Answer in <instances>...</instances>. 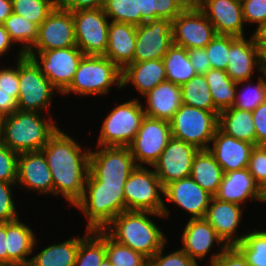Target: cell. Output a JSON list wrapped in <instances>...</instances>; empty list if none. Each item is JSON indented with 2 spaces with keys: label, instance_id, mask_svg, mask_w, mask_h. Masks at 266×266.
Masks as SVG:
<instances>
[{
  "label": "cell",
  "instance_id": "obj_1",
  "mask_svg": "<svg viewBox=\"0 0 266 266\" xmlns=\"http://www.w3.org/2000/svg\"><path fill=\"white\" fill-rule=\"evenodd\" d=\"M89 150L59 128L41 149L53 179V195L61 194L69 205L81 199L89 172Z\"/></svg>",
  "mask_w": 266,
  "mask_h": 266
},
{
  "label": "cell",
  "instance_id": "obj_2",
  "mask_svg": "<svg viewBox=\"0 0 266 266\" xmlns=\"http://www.w3.org/2000/svg\"><path fill=\"white\" fill-rule=\"evenodd\" d=\"M148 216L165 218L163 214L150 211H124L117 215L104 229L114 240L130 247L150 260L167 238Z\"/></svg>",
  "mask_w": 266,
  "mask_h": 266
},
{
  "label": "cell",
  "instance_id": "obj_3",
  "mask_svg": "<svg viewBox=\"0 0 266 266\" xmlns=\"http://www.w3.org/2000/svg\"><path fill=\"white\" fill-rule=\"evenodd\" d=\"M17 110L0 118V141L16 153L41 150L59 129L50 115Z\"/></svg>",
  "mask_w": 266,
  "mask_h": 266
},
{
  "label": "cell",
  "instance_id": "obj_4",
  "mask_svg": "<svg viewBox=\"0 0 266 266\" xmlns=\"http://www.w3.org/2000/svg\"><path fill=\"white\" fill-rule=\"evenodd\" d=\"M124 185L100 182L88 172L84 192L74 207L86 216V230H104L113 219L125 211Z\"/></svg>",
  "mask_w": 266,
  "mask_h": 266
},
{
  "label": "cell",
  "instance_id": "obj_5",
  "mask_svg": "<svg viewBox=\"0 0 266 266\" xmlns=\"http://www.w3.org/2000/svg\"><path fill=\"white\" fill-rule=\"evenodd\" d=\"M122 70L106 56L84 55L70 85L61 93L81 96L106 95L113 84L121 85Z\"/></svg>",
  "mask_w": 266,
  "mask_h": 266
},
{
  "label": "cell",
  "instance_id": "obj_6",
  "mask_svg": "<svg viewBox=\"0 0 266 266\" xmlns=\"http://www.w3.org/2000/svg\"><path fill=\"white\" fill-rule=\"evenodd\" d=\"M123 190L125 211H150L163 214L165 218L170 216L161 197L164 187L154 169L137 166L129 175Z\"/></svg>",
  "mask_w": 266,
  "mask_h": 266
},
{
  "label": "cell",
  "instance_id": "obj_7",
  "mask_svg": "<svg viewBox=\"0 0 266 266\" xmlns=\"http://www.w3.org/2000/svg\"><path fill=\"white\" fill-rule=\"evenodd\" d=\"M219 113L182 104L169 121L171 136L208 150L218 129Z\"/></svg>",
  "mask_w": 266,
  "mask_h": 266
},
{
  "label": "cell",
  "instance_id": "obj_8",
  "mask_svg": "<svg viewBox=\"0 0 266 266\" xmlns=\"http://www.w3.org/2000/svg\"><path fill=\"white\" fill-rule=\"evenodd\" d=\"M145 116L139 99L134 98L117 105L103 121L97 146L128 147Z\"/></svg>",
  "mask_w": 266,
  "mask_h": 266
},
{
  "label": "cell",
  "instance_id": "obj_9",
  "mask_svg": "<svg viewBox=\"0 0 266 266\" xmlns=\"http://www.w3.org/2000/svg\"><path fill=\"white\" fill-rule=\"evenodd\" d=\"M58 91L26 55L19 59L18 110L43 113Z\"/></svg>",
  "mask_w": 266,
  "mask_h": 266
},
{
  "label": "cell",
  "instance_id": "obj_10",
  "mask_svg": "<svg viewBox=\"0 0 266 266\" xmlns=\"http://www.w3.org/2000/svg\"><path fill=\"white\" fill-rule=\"evenodd\" d=\"M26 56L35 63L40 72L61 94L72 82L84 53L78 46H72L39 53H27Z\"/></svg>",
  "mask_w": 266,
  "mask_h": 266
},
{
  "label": "cell",
  "instance_id": "obj_11",
  "mask_svg": "<svg viewBox=\"0 0 266 266\" xmlns=\"http://www.w3.org/2000/svg\"><path fill=\"white\" fill-rule=\"evenodd\" d=\"M90 151L89 171L105 184L125 185L137 167L129 147L98 146Z\"/></svg>",
  "mask_w": 266,
  "mask_h": 266
},
{
  "label": "cell",
  "instance_id": "obj_12",
  "mask_svg": "<svg viewBox=\"0 0 266 266\" xmlns=\"http://www.w3.org/2000/svg\"><path fill=\"white\" fill-rule=\"evenodd\" d=\"M76 45L84 55L103 56L108 45V16L102 7L72 11Z\"/></svg>",
  "mask_w": 266,
  "mask_h": 266
},
{
  "label": "cell",
  "instance_id": "obj_13",
  "mask_svg": "<svg viewBox=\"0 0 266 266\" xmlns=\"http://www.w3.org/2000/svg\"><path fill=\"white\" fill-rule=\"evenodd\" d=\"M171 137L168 121L145 116L137 135L128 146L136 165L144 166L145 164L152 167Z\"/></svg>",
  "mask_w": 266,
  "mask_h": 266
},
{
  "label": "cell",
  "instance_id": "obj_14",
  "mask_svg": "<svg viewBox=\"0 0 266 266\" xmlns=\"http://www.w3.org/2000/svg\"><path fill=\"white\" fill-rule=\"evenodd\" d=\"M215 36L212 23L198 7H186L172 21L173 44L187 50L205 48Z\"/></svg>",
  "mask_w": 266,
  "mask_h": 266
},
{
  "label": "cell",
  "instance_id": "obj_15",
  "mask_svg": "<svg viewBox=\"0 0 266 266\" xmlns=\"http://www.w3.org/2000/svg\"><path fill=\"white\" fill-rule=\"evenodd\" d=\"M72 46H77L72 11L58 4L39 26L37 42L28 53Z\"/></svg>",
  "mask_w": 266,
  "mask_h": 266
},
{
  "label": "cell",
  "instance_id": "obj_16",
  "mask_svg": "<svg viewBox=\"0 0 266 266\" xmlns=\"http://www.w3.org/2000/svg\"><path fill=\"white\" fill-rule=\"evenodd\" d=\"M173 45L172 21L156 19L137 26L133 62L162 59Z\"/></svg>",
  "mask_w": 266,
  "mask_h": 266
},
{
  "label": "cell",
  "instance_id": "obj_17",
  "mask_svg": "<svg viewBox=\"0 0 266 266\" xmlns=\"http://www.w3.org/2000/svg\"><path fill=\"white\" fill-rule=\"evenodd\" d=\"M199 149L182 140L171 137L157 162L152 166L163 187L188 177Z\"/></svg>",
  "mask_w": 266,
  "mask_h": 266
},
{
  "label": "cell",
  "instance_id": "obj_18",
  "mask_svg": "<svg viewBox=\"0 0 266 266\" xmlns=\"http://www.w3.org/2000/svg\"><path fill=\"white\" fill-rule=\"evenodd\" d=\"M258 73L264 71L262 66V51L255 43L253 36H230L229 59L226 72L230 78L237 82L250 80L254 69Z\"/></svg>",
  "mask_w": 266,
  "mask_h": 266
},
{
  "label": "cell",
  "instance_id": "obj_19",
  "mask_svg": "<svg viewBox=\"0 0 266 266\" xmlns=\"http://www.w3.org/2000/svg\"><path fill=\"white\" fill-rule=\"evenodd\" d=\"M198 8L212 23L216 34L246 36L241 0H203Z\"/></svg>",
  "mask_w": 266,
  "mask_h": 266
},
{
  "label": "cell",
  "instance_id": "obj_20",
  "mask_svg": "<svg viewBox=\"0 0 266 266\" xmlns=\"http://www.w3.org/2000/svg\"><path fill=\"white\" fill-rule=\"evenodd\" d=\"M164 197L191 214L189 219H198L205 218L213 196L188 176L167 184Z\"/></svg>",
  "mask_w": 266,
  "mask_h": 266
},
{
  "label": "cell",
  "instance_id": "obj_21",
  "mask_svg": "<svg viewBox=\"0 0 266 266\" xmlns=\"http://www.w3.org/2000/svg\"><path fill=\"white\" fill-rule=\"evenodd\" d=\"M19 183V184H18ZM19 187L28 188L39 194H53V179L47 165L46 158L41 150L23 152L18 154V177Z\"/></svg>",
  "mask_w": 266,
  "mask_h": 266
},
{
  "label": "cell",
  "instance_id": "obj_22",
  "mask_svg": "<svg viewBox=\"0 0 266 266\" xmlns=\"http://www.w3.org/2000/svg\"><path fill=\"white\" fill-rule=\"evenodd\" d=\"M213 197L220 201L239 205L245 204L249 199L266 203L263 190L255 182L248 168L224 173L220 186Z\"/></svg>",
  "mask_w": 266,
  "mask_h": 266
},
{
  "label": "cell",
  "instance_id": "obj_23",
  "mask_svg": "<svg viewBox=\"0 0 266 266\" xmlns=\"http://www.w3.org/2000/svg\"><path fill=\"white\" fill-rule=\"evenodd\" d=\"M211 143L212 147H209L208 150L221 166L224 173L248 168L254 144L229 136L219 128Z\"/></svg>",
  "mask_w": 266,
  "mask_h": 266
},
{
  "label": "cell",
  "instance_id": "obj_24",
  "mask_svg": "<svg viewBox=\"0 0 266 266\" xmlns=\"http://www.w3.org/2000/svg\"><path fill=\"white\" fill-rule=\"evenodd\" d=\"M181 239L183 244L181 250L196 263L197 259L201 260L207 256L215 242L219 245L220 252L227 247L205 218L189 219Z\"/></svg>",
  "mask_w": 266,
  "mask_h": 266
},
{
  "label": "cell",
  "instance_id": "obj_25",
  "mask_svg": "<svg viewBox=\"0 0 266 266\" xmlns=\"http://www.w3.org/2000/svg\"><path fill=\"white\" fill-rule=\"evenodd\" d=\"M242 215L241 205L212 197L205 219L227 246H235L244 237L236 236Z\"/></svg>",
  "mask_w": 266,
  "mask_h": 266
},
{
  "label": "cell",
  "instance_id": "obj_26",
  "mask_svg": "<svg viewBox=\"0 0 266 266\" xmlns=\"http://www.w3.org/2000/svg\"><path fill=\"white\" fill-rule=\"evenodd\" d=\"M137 26L110 21L108 45L103 56L109 58L121 70L133 63Z\"/></svg>",
  "mask_w": 266,
  "mask_h": 266
},
{
  "label": "cell",
  "instance_id": "obj_27",
  "mask_svg": "<svg viewBox=\"0 0 266 266\" xmlns=\"http://www.w3.org/2000/svg\"><path fill=\"white\" fill-rule=\"evenodd\" d=\"M146 117L170 121L182 105L181 86L164 81L144 95Z\"/></svg>",
  "mask_w": 266,
  "mask_h": 266
},
{
  "label": "cell",
  "instance_id": "obj_28",
  "mask_svg": "<svg viewBox=\"0 0 266 266\" xmlns=\"http://www.w3.org/2000/svg\"><path fill=\"white\" fill-rule=\"evenodd\" d=\"M164 81L166 71L162 59L133 62L122 69L121 89L131 83L144 96Z\"/></svg>",
  "mask_w": 266,
  "mask_h": 266
},
{
  "label": "cell",
  "instance_id": "obj_29",
  "mask_svg": "<svg viewBox=\"0 0 266 266\" xmlns=\"http://www.w3.org/2000/svg\"><path fill=\"white\" fill-rule=\"evenodd\" d=\"M6 238H7V253L8 266H28L34 246L37 245L36 235L33 230L17 220L6 222Z\"/></svg>",
  "mask_w": 266,
  "mask_h": 266
},
{
  "label": "cell",
  "instance_id": "obj_30",
  "mask_svg": "<svg viewBox=\"0 0 266 266\" xmlns=\"http://www.w3.org/2000/svg\"><path fill=\"white\" fill-rule=\"evenodd\" d=\"M223 170L209 150H199L192 163V179L205 191L214 196L220 186Z\"/></svg>",
  "mask_w": 266,
  "mask_h": 266
},
{
  "label": "cell",
  "instance_id": "obj_31",
  "mask_svg": "<svg viewBox=\"0 0 266 266\" xmlns=\"http://www.w3.org/2000/svg\"><path fill=\"white\" fill-rule=\"evenodd\" d=\"M218 128L229 136L256 146L255 126L250 111L233 107L221 111Z\"/></svg>",
  "mask_w": 266,
  "mask_h": 266
},
{
  "label": "cell",
  "instance_id": "obj_32",
  "mask_svg": "<svg viewBox=\"0 0 266 266\" xmlns=\"http://www.w3.org/2000/svg\"><path fill=\"white\" fill-rule=\"evenodd\" d=\"M78 247L79 236L49 245L30 258L28 266H74Z\"/></svg>",
  "mask_w": 266,
  "mask_h": 266
},
{
  "label": "cell",
  "instance_id": "obj_33",
  "mask_svg": "<svg viewBox=\"0 0 266 266\" xmlns=\"http://www.w3.org/2000/svg\"><path fill=\"white\" fill-rule=\"evenodd\" d=\"M215 108L221 112L234 105L236 90L239 85L225 70L209 69L205 74Z\"/></svg>",
  "mask_w": 266,
  "mask_h": 266
},
{
  "label": "cell",
  "instance_id": "obj_34",
  "mask_svg": "<svg viewBox=\"0 0 266 266\" xmlns=\"http://www.w3.org/2000/svg\"><path fill=\"white\" fill-rule=\"evenodd\" d=\"M166 80L178 86H182L196 75L189 60L188 50L173 44L162 58Z\"/></svg>",
  "mask_w": 266,
  "mask_h": 266
},
{
  "label": "cell",
  "instance_id": "obj_35",
  "mask_svg": "<svg viewBox=\"0 0 266 266\" xmlns=\"http://www.w3.org/2000/svg\"><path fill=\"white\" fill-rule=\"evenodd\" d=\"M85 232L84 237H79L74 266H99L106 257L105 230Z\"/></svg>",
  "mask_w": 266,
  "mask_h": 266
},
{
  "label": "cell",
  "instance_id": "obj_36",
  "mask_svg": "<svg viewBox=\"0 0 266 266\" xmlns=\"http://www.w3.org/2000/svg\"><path fill=\"white\" fill-rule=\"evenodd\" d=\"M182 104L205 111L219 112L214 105L204 74H196L181 86Z\"/></svg>",
  "mask_w": 266,
  "mask_h": 266
},
{
  "label": "cell",
  "instance_id": "obj_37",
  "mask_svg": "<svg viewBox=\"0 0 266 266\" xmlns=\"http://www.w3.org/2000/svg\"><path fill=\"white\" fill-rule=\"evenodd\" d=\"M13 43L22 44L20 51L26 55L38 39L39 26L14 12L3 23Z\"/></svg>",
  "mask_w": 266,
  "mask_h": 266
},
{
  "label": "cell",
  "instance_id": "obj_38",
  "mask_svg": "<svg viewBox=\"0 0 266 266\" xmlns=\"http://www.w3.org/2000/svg\"><path fill=\"white\" fill-rule=\"evenodd\" d=\"M141 24L150 20L173 21L185 8L181 0H138Z\"/></svg>",
  "mask_w": 266,
  "mask_h": 266
},
{
  "label": "cell",
  "instance_id": "obj_39",
  "mask_svg": "<svg viewBox=\"0 0 266 266\" xmlns=\"http://www.w3.org/2000/svg\"><path fill=\"white\" fill-rule=\"evenodd\" d=\"M235 247L249 266H266V230H253L244 234Z\"/></svg>",
  "mask_w": 266,
  "mask_h": 266
},
{
  "label": "cell",
  "instance_id": "obj_40",
  "mask_svg": "<svg viewBox=\"0 0 266 266\" xmlns=\"http://www.w3.org/2000/svg\"><path fill=\"white\" fill-rule=\"evenodd\" d=\"M106 257L112 266H149V260L130 247L114 240L105 231Z\"/></svg>",
  "mask_w": 266,
  "mask_h": 266
},
{
  "label": "cell",
  "instance_id": "obj_41",
  "mask_svg": "<svg viewBox=\"0 0 266 266\" xmlns=\"http://www.w3.org/2000/svg\"><path fill=\"white\" fill-rule=\"evenodd\" d=\"M257 80L254 86H252L253 83H249L250 80L237 82L239 86L248 83V87L244 90L240 89L241 92H238V89L236 90L233 108L252 112L262 102H266V71H263Z\"/></svg>",
  "mask_w": 266,
  "mask_h": 266
},
{
  "label": "cell",
  "instance_id": "obj_42",
  "mask_svg": "<svg viewBox=\"0 0 266 266\" xmlns=\"http://www.w3.org/2000/svg\"><path fill=\"white\" fill-rule=\"evenodd\" d=\"M59 0H12L13 12L40 26Z\"/></svg>",
  "mask_w": 266,
  "mask_h": 266
},
{
  "label": "cell",
  "instance_id": "obj_43",
  "mask_svg": "<svg viewBox=\"0 0 266 266\" xmlns=\"http://www.w3.org/2000/svg\"><path fill=\"white\" fill-rule=\"evenodd\" d=\"M102 8L110 21L141 25L138 0H104Z\"/></svg>",
  "mask_w": 266,
  "mask_h": 266
},
{
  "label": "cell",
  "instance_id": "obj_44",
  "mask_svg": "<svg viewBox=\"0 0 266 266\" xmlns=\"http://www.w3.org/2000/svg\"><path fill=\"white\" fill-rule=\"evenodd\" d=\"M229 48L230 36L216 34L212 41L205 47L211 63V68L226 71L229 59Z\"/></svg>",
  "mask_w": 266,
  "mask_h": 266
},
{
  "label": "cell",
  "instance_id": "obj_45",
  "mask_svg": "<svg viewBox=\"0 0 266 266\" xmlns=\"http://www.w3.org/2000/svg\"><path fill=\"white\" fill-rule=\"evenodd\" d=\"M18 153L0 141V181L17 183Z\"/></svg>",
  "mask_w": 266,
  "mask_h": 266
},
{
  "label": "cell",
  "instance_id": "obj_46",
  "mask_svg": "<svg viewBox=\"0 0 266 266\" xmlns=\"http://www.w3.org/2000/svg\"><path fill=\"white\" fill-rule=\"evenodd\" d=\"M248 170L263 190L266 187V146H254L249 158Z\"/></svg>",
  "mask_w": 266,
  "mask_h": 266
},
{
  "label": "cell",
  "instance_id": "obj_47",
  "mask_svg": "<svg viewBox=\"0 0 266 266\" xmlns=\"http://www.w3.org/2000/svg\"><path fill=\"white\" fill-rule=\"evenodd\" d=\"M16 184L0 181V223L18 219V211L16 210L11 190L12 186Z\"/></svg>",
  "mask_w": 266,
  "mask_h": 266
},
{
  "label": "cell",
  "instance_id": "obj_48",
  "mask_svg": "<svg viewBox=\"0 0 266 266\" xmlns=\"http://www.w3.org/2000/svg\"><path fill=\"white\" fill-rule=\"evenodd\" d=\"M164 247H162L150 260L149 266H198L180 248L163 256Z\"/></svg>",
  "mask_w": 266,
  "mask_h": 266
},
{
  "label": "cell",
  "instance_id": "obj_49",
  "mask_svg": "<svg viewBox=\"0 0 266 266\" xmlns=\"http://www.w3.org/2000/svg\"><path fill=\"white\" fill-rule=\"evenodd\" d=\"M17 63L14 68H0V92L11 93L16 100L19 94V59L24 56V54L19 51L17 54Z\"/></svg>",
  "mask_w": 266,
  "mask_h": 266
},
{
  "label": "cell",
  "instance_id": "obj_50",
  "mask_svg": "<svg viewBox=\"0 0 266 266\" xmlns=\"http://www.w3.org/2000/svg\"><path fill=\"white\" fill-rule=\"evenodd\" d=\"M243 19L247 24H258L266 21V0H241Z\"/></svg>",
  "mask_w": 266,
  "mask_h": 266
},
{
  "label": "cell",
  "instance_id": "obj_51",
  "mask_svg": "<svg viewBox=\"0 0 266 266\" xmlns=\"http://www.w3.org/2000/svg\"><path fill=\"white\" fill-rule=\"evenodd\" d=\"M210 266H249L242 253L235 246H227L210 257Z\"/></svg>",
  "mask_w": 266,
  "mask_h": 266
},
{
  "label": "cell",
  "instance_id": "obj_52",
  "mask_svg": "<svg viewBox=\"0 0 266 266\" xmlns=\"http://www.w3.org/2000/svg\"><path fill=\"white\" fill-rule=\"evenodd\" d=\"M256 133V145L266 146V102H262L252 111Z\"/></svg>",
  "mask_w": 266,
  "mask_h": 266
},
{
  "label": "cell",
  "instance_id": "obj_53",
  "mask_svg": "<svg viewBox=\"0 0 266 266\" xmlns=\"http://www.w3.org/2000/svg\"><path fill=\"white\" fill-rule=\"evenodd\" d=\"M188 55L196 74H205L211 69V63L205 48L190 49Z\"/></svg>",
  "mask_w": 266,
  "mask_h": 266
},
{
  "label": "cell",
  "instance_id": "obj_54",
  "mask_svg": "<svg viewBox=\"0 0 266 266\" xmlns=\"http://www.w3.org/2000/svg\"><path fill=\"white\" fill-rule=\"evenodd\" d=\"M104 0H59V4L69 11L102 7Z\"/></svg>",
  "mask_w": 266,
  "mask_h": 266
},
{
  "label": "cell",
  "instance_id": "obj_55",
  "mask_svg": "<svg viewBox=\"0 0 266 266\" xmlns=\"http://www.w3.org/2000/svg\"><path fill=\"white\" fill-rule=\"evenodd\" d=\"M18 110L17 100L11 93L0 92V118Z\"/></svg>",
  "mask_w": 266,
  "mask_h": 266
},
{
  "label": "cell",
  "instance_id": "obj_56",
  "mask_svg": "<svg viewBox=\"0 0 266 266\" xmlns=\"http://www.w3.org/2000/svg\"><path fill=\"white\" fill-rule=\"evenodd\" d=\"M6 222L0 223V266H8Z\"/></svg>",
  "mask_w": 266,
  "mask_h": 266
},
{
  "label": "cell",
  "instance_id": "obj_57",
  "mask_svg": "<svg viewBox=\"0 0 266 266\" xmlns=\"http://www.w3.org/2000/svg\"><path fill=\"white\" fill-rule=\"evenodd\" d=\"M13 44L4 25L0 24V57L7 54Z\"/></svg>",
  "mask_w": 266,
  "mask_h": 266
},
{
  "label": "cell",
  "instance_id": "obj_58",
  "mask_svg": "<svg viewBox=\"0 0 266 266\" xmlns=\"http://www.w3.org/2000/svg\"><path fill=\"white\" fill-rule=\"evenodd\" d=\"M252 36L257 46L263 51L266 48V21L256 28Z\"/></svg>",
  "mask_w": 266,
  "mask_h": 266
},
{
  "label": "cell",
  "instance_id": "obj_59",
  "mask_svg": "<svg viewBox=\"0 0 266 266\" xmlns=\"http://www.w3.org/2000/svg\"><path fill=\"white\" fill-rule=\"evenodd\" d=\"M12 13V0H0V24H3Z\"/></svg>",
  "mask_w": 266,
  "mask_h": 266
},
{
  "label": "cell",
  "instance_id": "obj_60",
  "mask_svg": "<svg viewBox=\"0 0 266 266\" xmlns=\"http://www.w3.org/2000/svg\"><path fill=\"white\" fill-rule=\"evenodd\" d=\"M186 7H198L203 0H181Z\"/></svg>",
  "mask_w": 266,
  "mask_h": 266
},
{
  "label": "cell",
  "instance_id": "obj_61",
  "mask_svg": "<svg viewBox=\"0 0 266 266\" xmlns=\"http://www.w3.org/2000/svg\"><path fill=\"white\" fill-rule=\"evenodd\" d=\"M262 66L264 71H266V48L262 51Z\"/></svg>",
  "mask_w": 266,
  "mask_h": 266
},
{
  "label": "cell",
  "instance_id": "obj_62",
  "mask_svg": "<svg viewBox=\"0 0 266 266\" xmlns=\"http://www.w3.org/2000/svg\"><path fill=\"white\" fill-rule=\"evenodd\" d=\"M99 266H112V264L110 263V261L107 259V257H105L102 262L100 263Z\"/></svg>",
  "mask_w": 266,
  "mask_h": 266
},
{
  "label": "cell",
  "instance_id": "obj_63",
  "mask_svg": "<svg viewBox=\"0 0 266 266\" xmlns=\"http://www.w3.org/2000/svg\"><path fill=\"white\" fill-rule=\"evenodd\" d=\"M264 197L266 199V187L263 189Z\"/></svg>",
  "mask_w": 266,
  "mask_h": 266
}]
</instances>
